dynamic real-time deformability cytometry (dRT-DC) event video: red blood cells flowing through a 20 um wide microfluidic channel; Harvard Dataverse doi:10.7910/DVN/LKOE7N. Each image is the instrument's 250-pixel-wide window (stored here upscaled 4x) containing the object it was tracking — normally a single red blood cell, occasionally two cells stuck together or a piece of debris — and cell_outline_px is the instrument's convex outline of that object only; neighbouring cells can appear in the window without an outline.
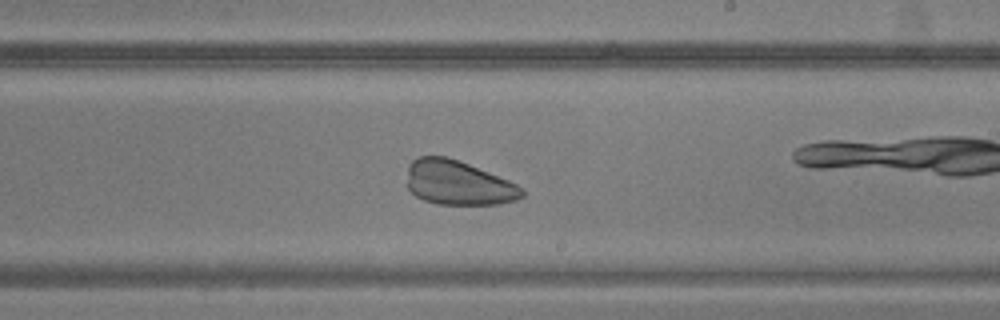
{"species": "common noctule bat (a hibernating species)", "species_latin": "Nyctalus noctula", "temperature_condition": "warm", "stored_images_in_passage": 35, "camera_frame_rate_fps": 3000, "um_per_image_px": 0.085, "animal": {"sex": "male", "body_mass_g": 20.5, "forearm_length_mm": 52.5}, "frame": {"image": 1, "passage_image": 25, "time_ms": 8.0, "image_size_px": [1000, 320], "cell_outline_px": [[524, 196], [516, 200], [500, 204], [436, 204], [424, 200], [416, 196], [408, 188], [408, 164], [412, 160], [420, 156], [444, 156], [468, 164], [508, 180], [524, 188]], "centroid_in_image_um": [38.95, 15.55], "position_along_channel_um": 250.0, "area_um2": 29.59}}